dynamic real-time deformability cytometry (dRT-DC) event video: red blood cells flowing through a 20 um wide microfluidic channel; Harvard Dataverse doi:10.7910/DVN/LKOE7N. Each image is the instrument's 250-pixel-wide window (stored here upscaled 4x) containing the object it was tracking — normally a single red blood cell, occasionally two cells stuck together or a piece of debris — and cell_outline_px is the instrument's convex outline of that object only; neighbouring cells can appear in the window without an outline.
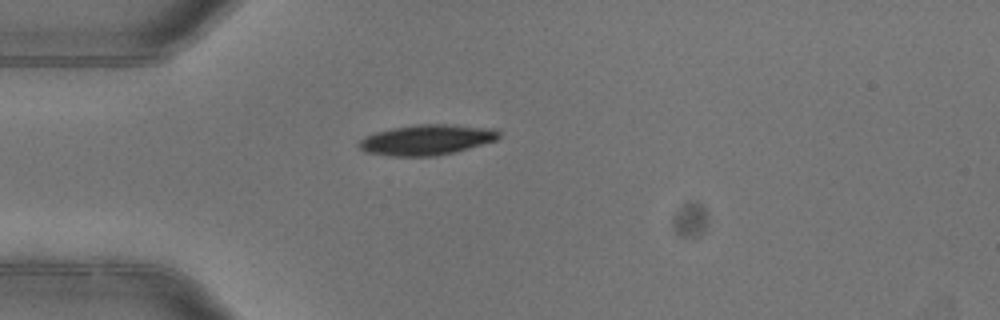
{"species": "common noctule bat (a hibernating species)", "species_latin": "Nyctalus noctula", "temperature_condition": "warm", "stored_images_in_passage": 1, "camera_frame_rate_fps": 3000, "um_per_image_px": 0.085, "animal": {"sex": "female"}, "frame": {"image": 1, "passage_image": 1, "time_ms": 0.0, "image_size_px": [1000, 320], "cell_outline_px": [[500, 136], [496, 140], [468, 148], [436, 156], [392, 156], [364, 152], [356, 144], [364, 136], [376, 132], [392, 128], [416, 124], [452, 124], [496, 128], [500, 132]], "centroid_in_image_um": [36.26, 11.87], "position_along_channel_um": 48.7, "area_um2": 24.91}}